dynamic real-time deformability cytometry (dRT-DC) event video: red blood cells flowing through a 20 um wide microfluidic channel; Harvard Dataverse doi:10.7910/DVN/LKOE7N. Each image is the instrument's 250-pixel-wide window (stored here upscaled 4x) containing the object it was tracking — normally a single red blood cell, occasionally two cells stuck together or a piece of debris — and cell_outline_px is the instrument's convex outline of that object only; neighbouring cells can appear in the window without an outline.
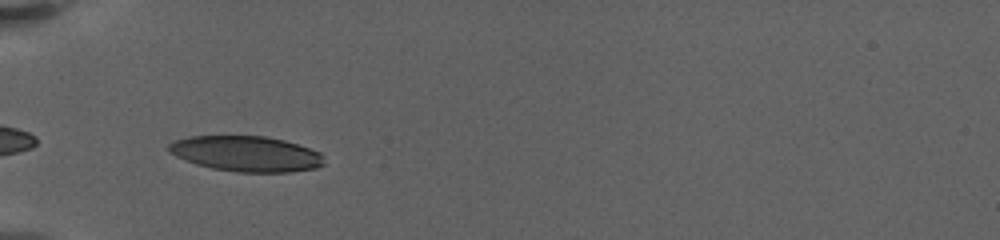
{"species": "human", "species_latin": "Homo sapiens", "temperature_condition": "warm", "stored_images_in_passage": 25, "camera_frame_rate_fps": 3000, "um_per_image_px": 0.085, "donor": {"sex": "female"}, "frame": {"image": 1, "passage_image": 1, "time_ms": 0.0, "image_size_px": [1000, 240], "cell_outline_px": [[324, 164], [316, 168], [292, 172], [236, 172], [212, 168], [196, 164], [176, 156], [168, 152], [168, 144], [176, 140], [192, 136], [264, 136], [284, 140], [320, 152], [324, 156]], "centroid_in_image_um": [20.94, 13.07], "position_along_channel_um": 64.1, "area_um2": 32.08}}
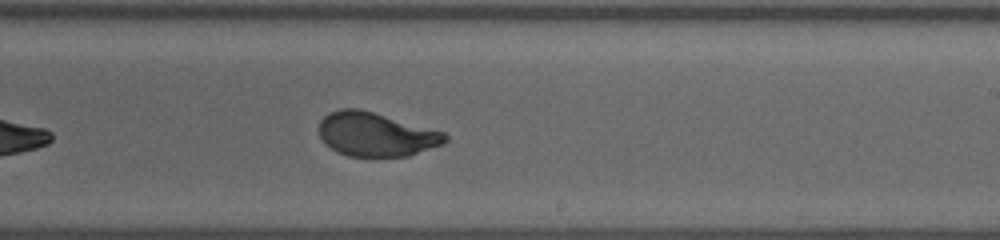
{"frame": {"image": 2, "passage_image": 12, "time_ms": 6.333, "image_size_px": [1000, 240], "cell_outline_px": [[448, 140], [444, 144], [408, 156], [348, 156], [336, 152], [324, 144], [320, 136], [320, 120], [324, 116], [340, 108], [360, 108], [444, 132], [448, 136]], "centroid_in_image_um": [31.95, 11.42], "position_along_channel_um": 257.0, "area_um2": 32.31}}
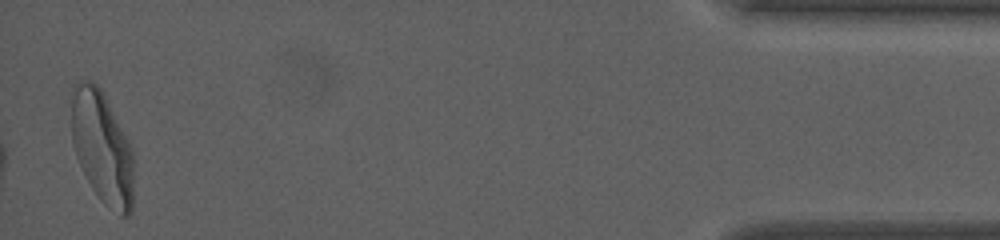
{"frame": {"image": 3, "passage_image": 25, "time_ms": 14.0, "image_size_px": [1000, 240], "cell_outline_px": [[132, 208], [128, 216], [120, 216], [108, 208], [100, 200], [92, 188], [76, 156], [72, 144], [72, 100], [76, 88], [80, 80], [92, 80], [100, 88], [132, 152]], "centroid_in_image_um": [8.66, 12.6], "position_along_channel_um": 426.5, "area_um2": 39.54}, "authors_computed_cell_mechanics": {"area_um2": 33.2928, "velocity_mm_per_s": 3.175, "shape_relaxation_time_tau1_ms": 4.2798, "shape_relaxation_time_tau2_ms": null, "deformation_change_tau1": 0.1806, "deformation_change_tau2": null}}